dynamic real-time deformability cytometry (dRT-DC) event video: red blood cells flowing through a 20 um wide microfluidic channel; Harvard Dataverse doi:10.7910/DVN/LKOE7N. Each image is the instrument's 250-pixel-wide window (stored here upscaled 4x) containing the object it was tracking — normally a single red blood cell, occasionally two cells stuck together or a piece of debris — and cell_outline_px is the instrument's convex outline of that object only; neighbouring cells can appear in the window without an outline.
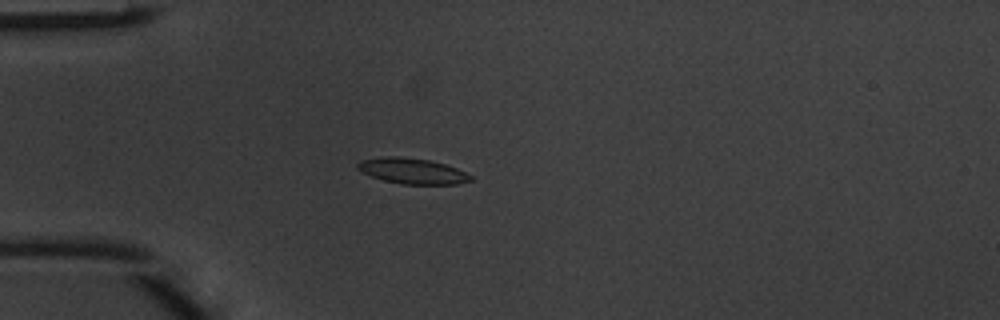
{"species": "common noctule bat (a hibernating species)", "species_latin": "Nyctalus noctula", "temperature_condition": "warm", "stored_images_in_passage": 41, "camera_frame_rate_fps": 3000, "um_per_image_px": 0.085, "animal": {"sex": "male", "body_mass_g": 20.1, "forearm_length_mm": 53.5}, "frame": {"image": 1, "passage_image": 6, "time_ms": 1.667, "image_size_px": [1000, 320], "cell_outline_px": [[472, 180], [456, 184], [400, 184], [384, 180], [360, 172], [356, 168], [356, 164], [360, 160], [380, 156], [400, 156], [428, 160], [444, 164], [456, 168], [472, 176]], "centroid_in_image_um": [34.98, 14.52], "position_along_channel_um": 50.0, "area_um2": 16.94}}
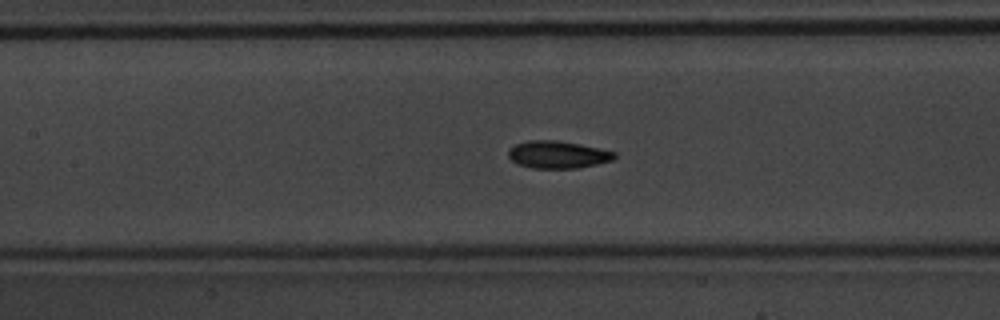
{"frame": {"image": 2, "passage_image": 15, "time_ms": 4.667, "image_size_px": [1000, 320], "cell_outline_px": [[616, 156], [612, 160], [596, 164], [576, 168], [532, 168], [516, 164], [508, 156], [508, 152], [516, 144], [528, 140], [556, 140], [580, 144], [616, 152]], "centroid_in_image_um": [47.4, 13.14], "position_along_channel_um": 160.0, "area_um2": 16.82}}
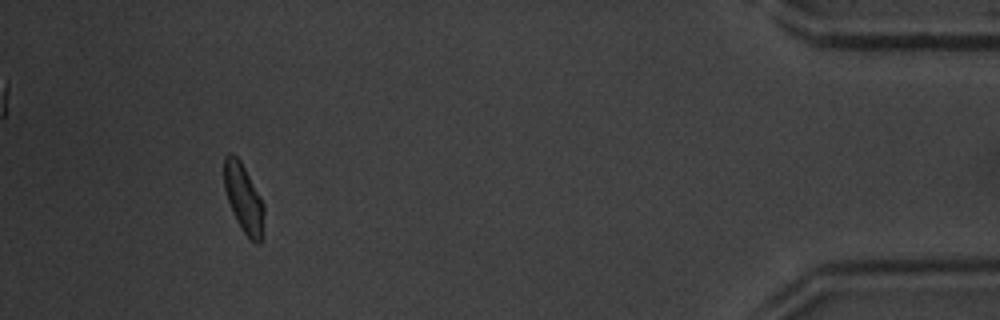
{"frame": {"image": 3, "passage_image": 38, "time_ms": 12.333, "image_size_px": [1000, 320], "cell_outline_px": [[264, 212], [260, 244], [256, 244], [240, 228], [232, 212], [224, 188], [224, 156], [228, 152], [232, 152], [240, 160], [260, 196], [264, 204]], "centroid_in_image_um": [20.69, 16.83], "position_along_channel_um": 414.5, "area_um2": 15.84}, "authors_computed_cell_mechanics": {"area_um2": 16.4152, "velocity_mm_per_s": 4.119, "shape_relaxation_time_tau1_ms": 2.2846, "shape_relaxation_time_tau2_ms": 2.1482, "deformation_change_tau1": 0.1375, "deformation_change_tau2": 0.0616}}